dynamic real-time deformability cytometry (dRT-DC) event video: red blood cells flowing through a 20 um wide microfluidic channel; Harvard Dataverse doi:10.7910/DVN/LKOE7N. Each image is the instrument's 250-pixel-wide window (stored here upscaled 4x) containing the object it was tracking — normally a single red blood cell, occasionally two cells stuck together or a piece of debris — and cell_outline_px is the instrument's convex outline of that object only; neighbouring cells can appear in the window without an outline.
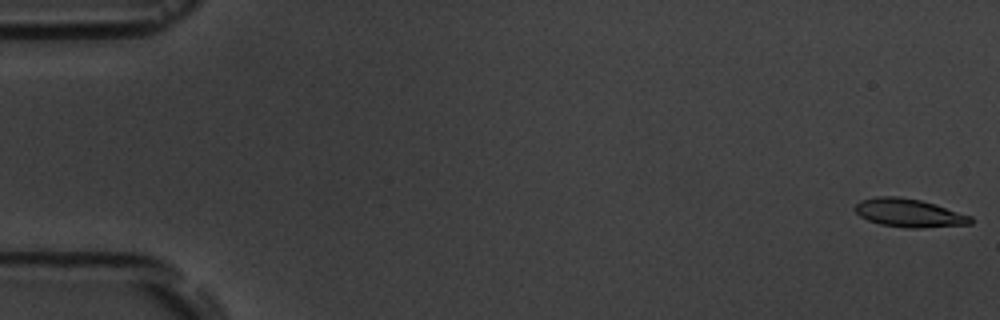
{"species": "common noctule bat (a hibernating species)", "species_latin": "Nyctalus noctula", "temperature_condition": "room temperature", "stored_images_in_passage": 10, "camera_frame_rate_fps": 3000, "um_per_image_px": 0.085, "animal": {"sex": "male", "body_mass_g": 19.5, "forearm_length_mm": 54.6}, "frame": {"image": 1, "passage_image": 1, "time_ms": 0.0, "image_size_px": [1000, 320], "cell_outline_px": [[972, 224], [920, 228], [904, 228], [880, 224], [868, 220], [860, 216], [852, 208], [860, 200], [876, 196], [896, 196], [920, 200], [936, 204], [972, 216]], "centroid_in_image_um": [77.25, 18.1], "position_along_channel_um": 7.7, "area_um2": 19.25}}
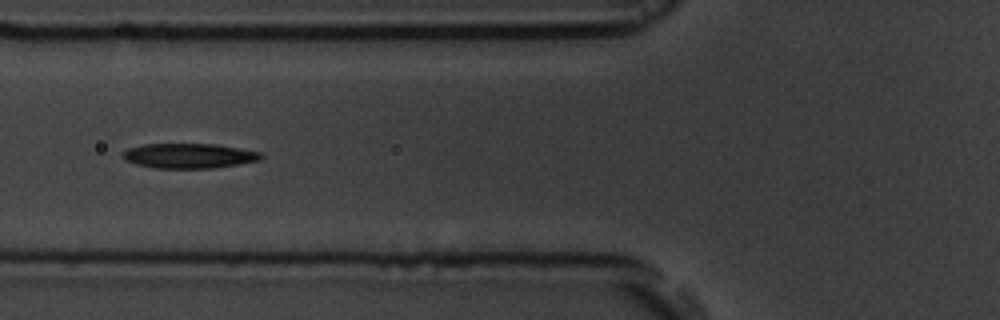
{"frame": {"image": 2, "passage_image": 7, "time_ms": 6.667, "image_size_px": [1000, 320], "cell_outline_px": [[264, 156], [260, 160], [240, 164], [212, 168], [152, 168], [136, 164], [124, 160], [124, 152], [128, 148], [144, 144], [216, 144], [240, 148], [260, 152]], "centroid_in_image_um": [16.09, 13.24], "position_along_channel_um": 109.7, "area_um2": 20.06}}
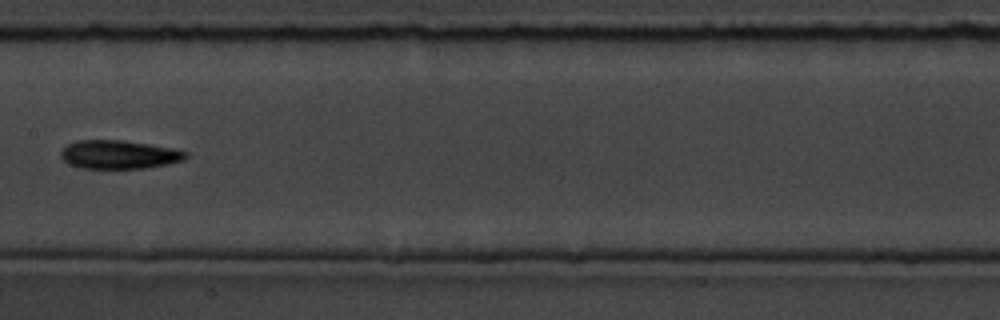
{"frame": {"image": 3, "passage_image": 9, "time_ms": 9.0, "image_size_px": [1000, 320], "cell_outline_px": [[188, 156], [184, 160], [168, 164], [144, 168], [80, 168], [68, 164], [60, 156], [60, 152], [68, 144], [76, 140], [120, 140], [148, 144], [172, 148], [188, 152]], "centroid_in_image_um": [10.11, 13.14], "position_along_channel_um": 197.3, "area_um2": 20.75}}